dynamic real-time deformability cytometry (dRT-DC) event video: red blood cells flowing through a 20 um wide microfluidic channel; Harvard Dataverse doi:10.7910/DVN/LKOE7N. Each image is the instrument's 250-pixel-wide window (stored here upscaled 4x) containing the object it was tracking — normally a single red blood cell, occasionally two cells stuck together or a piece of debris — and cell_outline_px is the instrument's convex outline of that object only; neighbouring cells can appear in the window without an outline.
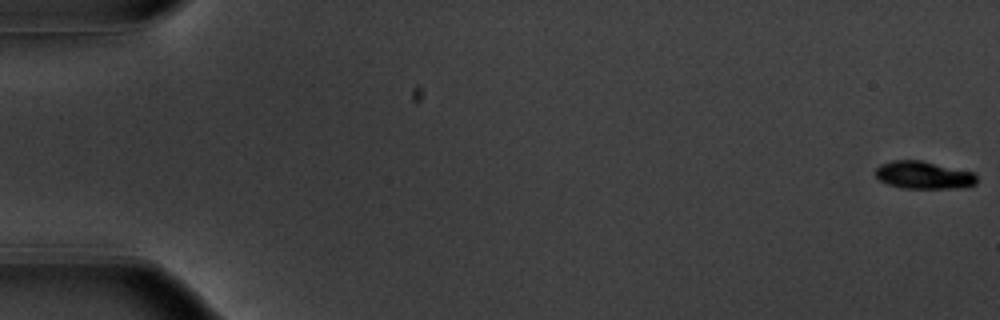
{"species": "common noctule bat (a hibernating species)", "species_latin": "Nyctalus noctula", "temperature_condition": "warm", "stored_images_in_passage": 55, "camera_frame_rate_fps": 3000, "um_per_image_px": 0.085, "animal": {"sex": "male", "body_mass_g": 20.1, "forearm_length_mm": 53.5}, "frame": {"image": 1, "passage_image": 1, "time_ms": 0.0, "image_size_px": [1000, 320], "cell_outline_px": [[976, 184], [956, 188], [904, 188], [888, 184], [880, 180], [876, 176], [876, 168], [880, 164], [892, 160], [920, 160], [972, 172], [976, 176]], "centroid_in_image_um": [78.47, 14.88], "position_along_channel_um": 6.5, "area_um2": 16.07}}
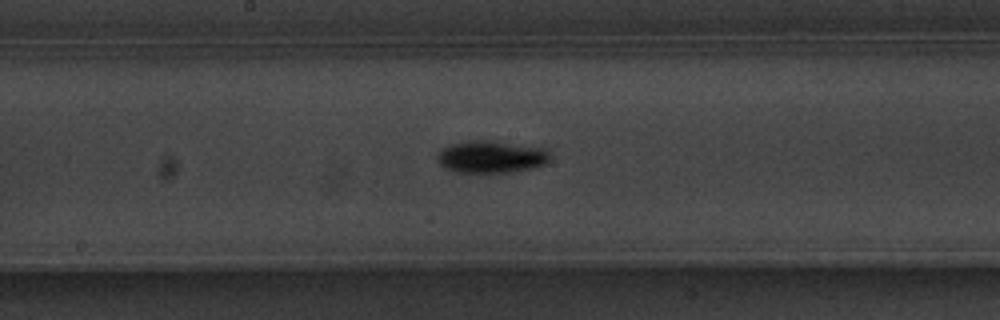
{"frame": {"image": 2, "passage_image": 30, "time_ms": 9.667, "image_size_px": [1000, 320], "cell_outline_px": [[548, 164], [532, 168], [508, 172], [456, 172], [444, 168], [440, 164], [436, 156], [436, 152], [440, 148], [448, 144], [468, 140], [492, 140], [548, 148]], "centroid_in_image_um": [41.71, 13.3], "position_along_channel_um": 206.5, "area_um2": 21.62}}
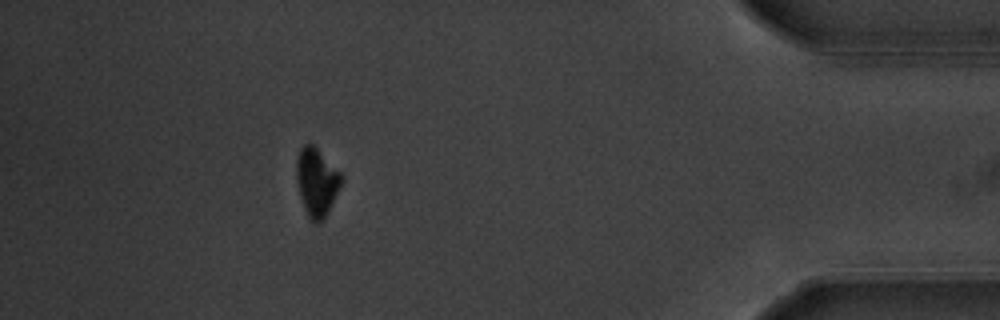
{"frame": {"image": 3, "passage_image": 50, "time_ms": 16.333, "image_size_px": [1000, 320], "cell_outline_px": [[344, 180], [324, 220], [316, 224], [308, 216], [304, 208], [300, 196], [296, 180], [296, 160], [300, 148], [304, 144], [312, 144], [340, 172]], "centroid_in_image_um": [26.91, 15.49], "position_along_channel_um": 408.3, "area_um2": 17.8}, "authors_computed_cell_mechanics": {"area_um2": 18.6116, "velocity_mm_per_s": 3.7469, "shape_relaxation_time_tau1_ms": 1.9626, "shape_relaxation_time_tau2_ms": null, "deformation_change_tau1": 0.1437, "deformation_change_tau2": null}}